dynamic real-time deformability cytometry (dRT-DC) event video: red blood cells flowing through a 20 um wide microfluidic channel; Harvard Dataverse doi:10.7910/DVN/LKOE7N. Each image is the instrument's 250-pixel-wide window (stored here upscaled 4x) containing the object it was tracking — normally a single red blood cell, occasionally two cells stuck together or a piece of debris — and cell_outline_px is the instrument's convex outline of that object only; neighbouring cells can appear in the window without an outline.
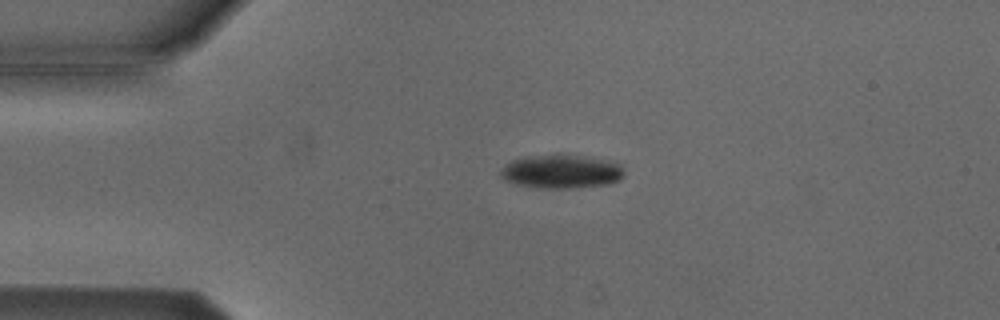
{"species": "Egyptian fruit bat (a non-hibernating species)", "species_latin": "Rousettus aegyptiacus", "temperature_condition": "cold", "stored_images_in_passage": 42, "camera_frame_rate_fps": 3000, "um_per_image_px": 0.085, "animal": {"sex": "male"}, "frame": {"image": 1, "passage_image": 1, "time_ms": 0.0, "image_size_px": [1000, 320], "cell_outline_px": [[624, 176], [620, 180], [608, 184], [568, 188], [544, 188], [520, 184], [504, 180], [500, 176], [500, 172], [504, 164], [512, 160], [524, 156], [560, 152], [604, 160], [620, 164], [624, 172]], "centroid_in_image_um": [47.69, 14.54], "position_along_channel_um": 37.3, "area_um2": 24.57}}
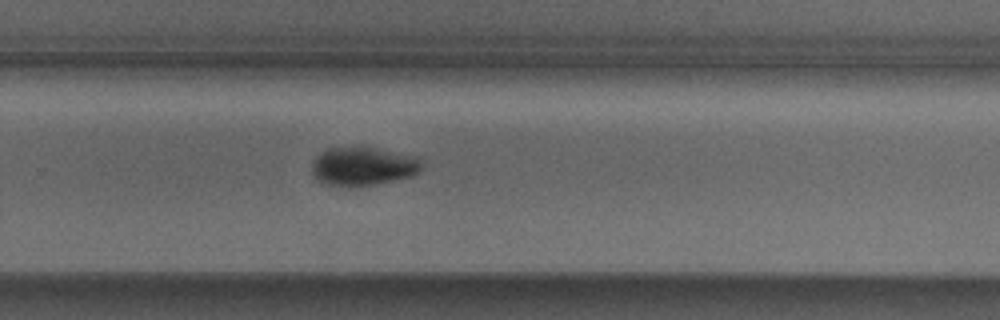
{"frame": {"image": 2, "passage_image": 24, "time_ms": 7.667, "image_size_px": [1000, 320], "cell_outline_px": [[424, 168], [416, 176], [376, 184], [352, 188], [348, 188], [324, 184], [312, 172], [312, 164], [316, 156], [328, 148], [356, 144], [364, 144], [416, 156], [424, 160]], "centroid_in_image_um": [30.94, 14.1], "position_along_channel_um": 298.9, "area_um2": 26.18}}
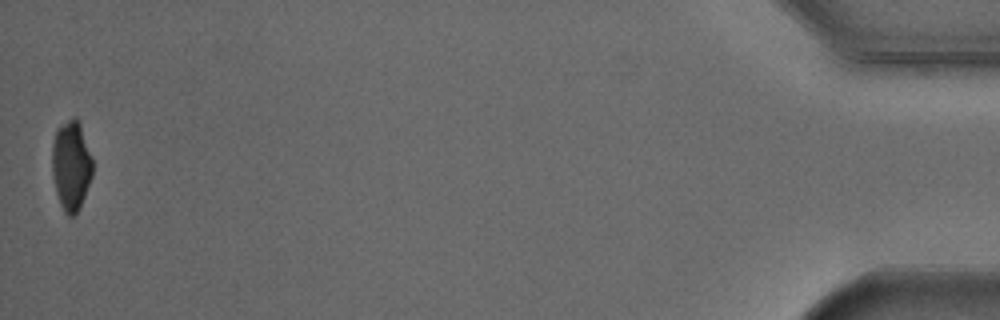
{"frame": {"image": 3, "passage_image": 42, "time_ms": 13.667, "image_size_px": [1000, 320], "cell_outline_px": [[92, 176], [80, 208], [72, 216], [68, 216], [64, 212], [60, 204], [56, 192], [52, 176], [52, 144], [56, 128], [72, 116], [76, 116], [80, 120], [92, 160]], "centroid_in_image_um": [6.04, 14.03], "position_along_channel_um": 429.2, "area_um2": 21.44}, "authors_computed_cell_mechanics": {"area_um2": 25.2875, "velocity_mm_per_s": 3.8307, "shape_relaxation_time_tau1_ms": 2.0854, "shape_relaxation_time_tau2_ms": null, "deformation_change_tau1": 0.1011, "deformation_change_tau2": null}}